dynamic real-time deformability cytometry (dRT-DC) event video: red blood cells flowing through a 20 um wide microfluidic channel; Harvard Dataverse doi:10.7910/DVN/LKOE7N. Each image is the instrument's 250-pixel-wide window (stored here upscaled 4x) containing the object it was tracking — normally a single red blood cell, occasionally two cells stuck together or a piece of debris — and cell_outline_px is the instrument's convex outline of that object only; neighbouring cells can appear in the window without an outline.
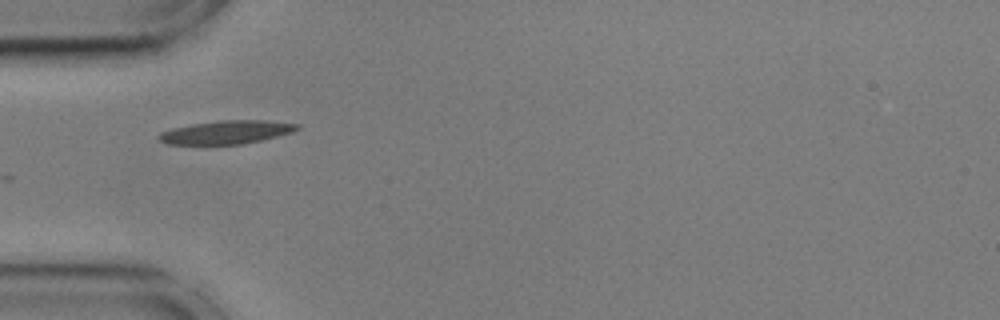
{"species": "common noctule bat (a hibernating species)", "species_latin": "Nyctalus noctula", "temperature_condition": "cold", "stored_images_in_passage": 12, "camera_frame_rate_fps": 3000, "um_per_image_px": 0.085, "animal": {"sex": "male", "body_mass_g": 17.9, "forearm_length_mm": 54.2}, "frame": {"image": 1, "passage_image": 1, "time_ms": 0.0, "image_size_px": [1000, 320], "cell_outline_px": [[300, 128], [292, 132], [244, 144], [168, 144], [156, 140], [156, 136], [160, 132], [172, 128], [192, 124], [220, 120], [264, 120], [300, 124]], "centroid_in_image_um": [19.2, 11.23], "position_along_channel_um": 65.8, "area_um2": 18.84}}
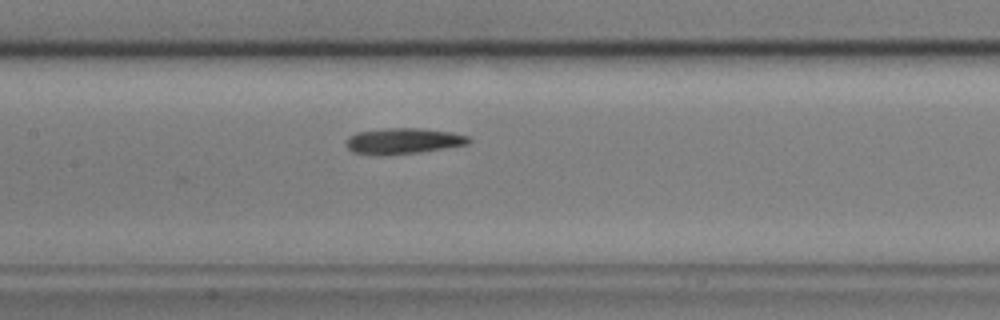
{"frame": {"image": 2, "passage_image": 10, "time_ms": 3.0, "image_size_px": [1000, 320], "cell_outline_px": [[472, 140], [468, 144], [420, 152], [384, 156], [376, 156], [352, 152], [344, 144], [348, 136], [356, 132], [388, 128], [420, 128], [452, 132], [468, 136]], "centroid_in_image_um": [34.22, 11.99], "position_along_channel_um": 173.2, "area_um2": 18.79}}